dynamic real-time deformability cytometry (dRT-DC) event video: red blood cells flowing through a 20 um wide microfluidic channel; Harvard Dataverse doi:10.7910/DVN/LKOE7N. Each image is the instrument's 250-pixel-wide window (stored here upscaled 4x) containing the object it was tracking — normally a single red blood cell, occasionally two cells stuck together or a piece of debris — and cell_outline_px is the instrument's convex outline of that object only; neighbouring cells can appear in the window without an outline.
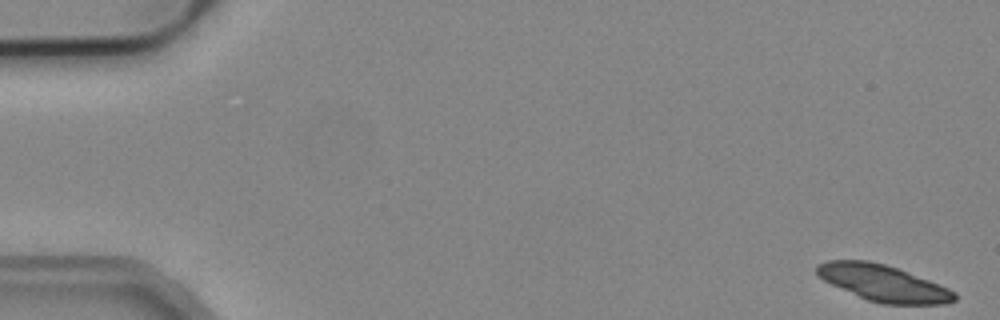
{"species": "common noctule bat (a hibernating species)", "species_latin": "Nyctalus noctula", "temperature_condition": "cold", "stored_images_in_passage": 4, "camera_frame_rate_fps": 3000, "um_per_image_px": 0.085, "animal": {"sex": "male", "body_mass_g": 19.2, "forearm_length_mm": 51.8}, "frame": {"image": 1, "passage_image": 1, "time_ms": 0.0, "image_size_px": [1000, 320], "cell_outline_px": [[956, 300], [944, 304], [880, 304], [868, 300], [832, 284], [816, 276], [816, 264], [828, 260], [868, 260], [884, 264], [896, 268], [940, 284], [956, 292]], "centroid_in_image_um": [75.07, 24.06], "position_along_channel_um": 9.9, "area_um2": 29.02}}